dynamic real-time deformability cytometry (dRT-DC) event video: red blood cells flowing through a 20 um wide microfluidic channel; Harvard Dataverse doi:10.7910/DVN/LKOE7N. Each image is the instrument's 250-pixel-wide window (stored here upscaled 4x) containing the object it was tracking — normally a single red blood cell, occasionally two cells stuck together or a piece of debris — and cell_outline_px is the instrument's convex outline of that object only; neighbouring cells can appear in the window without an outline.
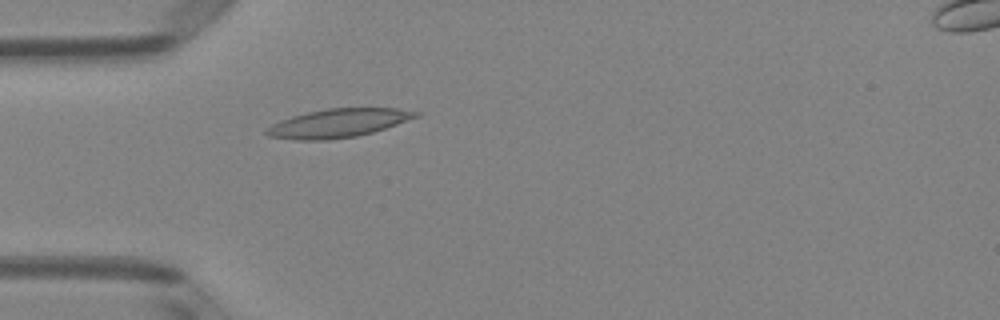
{"species": "Egyptian fruit bat (a non-hibernating species)", "species_latin": "Rousettus aegyptiacus", "temperature_condition": "room temperature", "stored_images_in_passage": 50, "camera_frame_rate_fps": 3000, "um_per_image_px": 0.085, "animal": {"sex": "female"}, "frame": {"image": 1, "passage_image": 15, "time_ms": 4.667, "image_size_px": [1000, 320], "cell_outline_px": [[420, 116], [372, 132], [356, 136], [328, 140], [296, 140], [268, 136], [264, 132], [272, 124], [280, 120], [292, 116], [308, 112], [328, 108], [396, 108], [420, 112]], "centroid_in_image_um": [28.73, 10.46], "position_along_channel_um": 56.3, "area_um2": 24.68}}
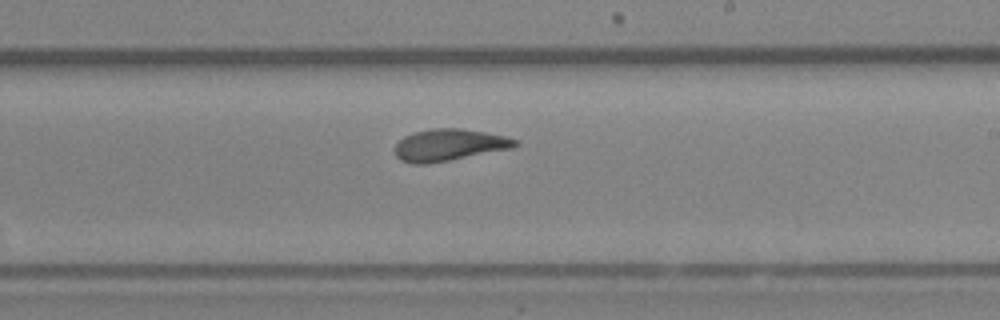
{"frame": {"image": 2, "passage_image": 30, "time_ms": 9.667, "image_size_px": [1000, 320], "cell_outline_px": [[520, 144], [512, 148], [428, 164], [412, 164], [400, 160], [396, 156], [396, 144], [404, 136], [416, 132], [432, 128], [460, 128], [484, 132], [504, 136], [516, 140]], "centroid_in_image_um": [38.16, 12.32], "position_along_channel_um": 250.8, "area_um2": 22.08}}
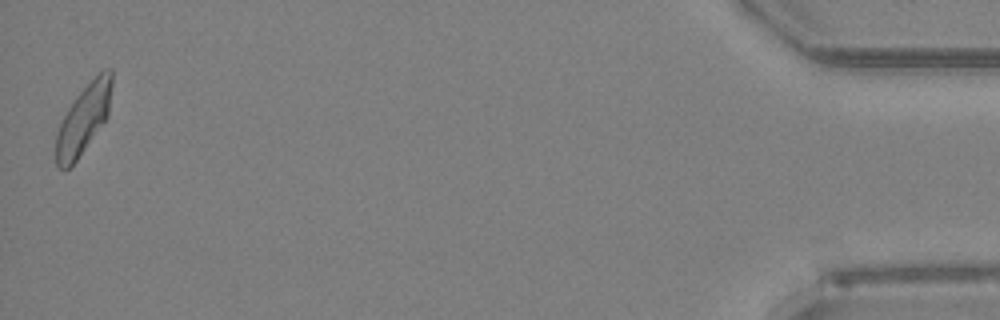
{"frame": {"image": 3, "passage_image": 50, "time_ms": 16.333, "image_size_px": [1000, 320], "cell_outline_px": [[112, 88], [108, 116], [76, 160], [64, 172], [56, 164], [56, 132], [68, 108], [76, 96], [104, 68], [112, 68]], "centroid_in_image_um": [7.1, 10.12], "position_along_channel_um": 428.1, "area_um2": 22.14}, "authors_computed_cell_mechanics": {"area_um2": 22.4553, "velocity_mm_per_s": 4.0188, "shape_relaxation_time_tau1_ms": 4.6578, "shape_relaxation_time_tau2_ms": 1.8264, "deformation_change_tau1": 0.1494, "deformation_change_tau2": 0.0838}}